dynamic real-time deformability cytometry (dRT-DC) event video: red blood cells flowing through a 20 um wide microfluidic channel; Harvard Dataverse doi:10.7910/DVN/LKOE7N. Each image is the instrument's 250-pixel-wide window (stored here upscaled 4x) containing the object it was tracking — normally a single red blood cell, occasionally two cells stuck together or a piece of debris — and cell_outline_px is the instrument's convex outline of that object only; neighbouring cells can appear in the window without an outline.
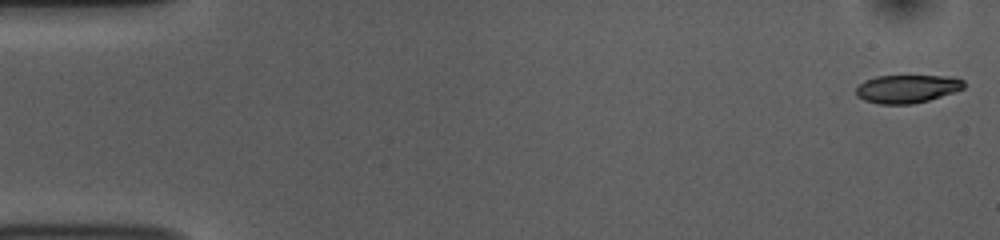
{"species": "common noctule bat (a hibernating species)", "species_latin": "Nyctalus noctula", "temperature_condition": "room temperature", "stored_images_in_passage": 53, "camera_frame_rate_fps": 3000, "um_per_image_px": 0.085, "animal": {"sex": "female", "body_mass_g": 10.0, "forearm_length_mm": 53.1}, "frame": {"image": 1, "passage_image": 1, "time_ms": 0.0, "image_size_px": [1000, 240], "cell_outline_px": [[964, 88], [928, 100], [912, 104], [880, 104], [864, 100], [856, 96], [856, 88], [864, 80], [876, 76], [956, 76], [964, 80]], "centroid_in_image_um": [77.09, 7.54], "position_along_channel_um": 7.9, "area_um2": 17.69}}
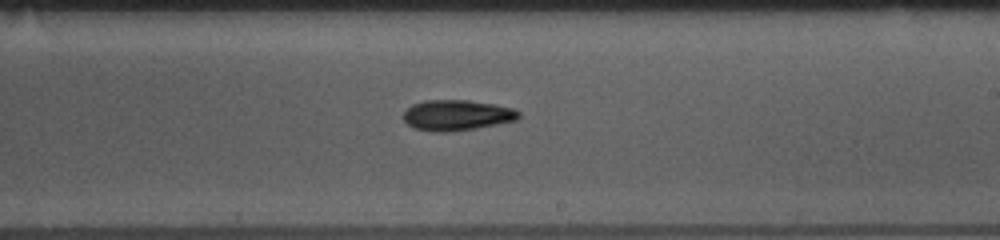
{"frame": {"image": 2, "passage_image": 31, "time_ms": 10.0, "image_size_px": [1000, 240], "cell_outline_px": [[520, 116], [516, 120], [476, 128], [444, 132], [432, 132], [416, 128], [408, 124], [404, 120], [404, 112], [412, 104], [424, 100], [468, 100], [496, 104], [512, 108], [520, 112]], "centroid_in_image_um": [38.83, 9.78], "position_along_channel_um": 250.2, "area_um2": 20.46}}
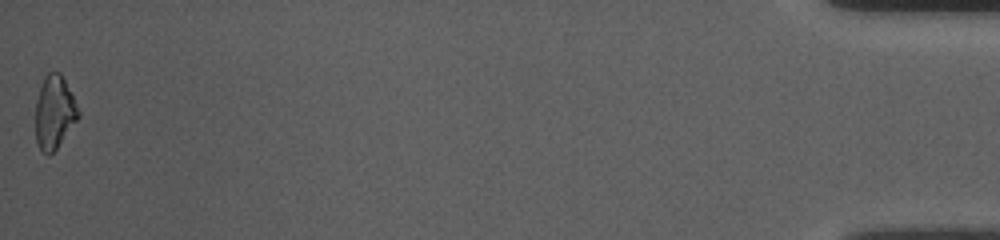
{"frame": {"image": 3, "passage_image": 53, "time_ms": 17.333, "image_size_px": [1000, 240], "cell_outline_px": [[80, 116], [56, 148], [48, 156], [40, 148], [36, 140], [36, 100], [44, 76], [48, 72], [60, 72], [80, 112]], "centroid_in_image_um": [4.61, 9.53], "position_along_channel_um": 430.6, "area_um2": 17.86}, "authors_computed_cell_mechanics": {"area_um2": 19.1318, "velocity_mm_per_s": 3.7602, "shape_relaxation_time_tau1_ms": 4.3017, "shape_relaxation_time_tau2_ms": null, "deformation_change_tau1": 0.1528, "deformation_change_tau2": null}}